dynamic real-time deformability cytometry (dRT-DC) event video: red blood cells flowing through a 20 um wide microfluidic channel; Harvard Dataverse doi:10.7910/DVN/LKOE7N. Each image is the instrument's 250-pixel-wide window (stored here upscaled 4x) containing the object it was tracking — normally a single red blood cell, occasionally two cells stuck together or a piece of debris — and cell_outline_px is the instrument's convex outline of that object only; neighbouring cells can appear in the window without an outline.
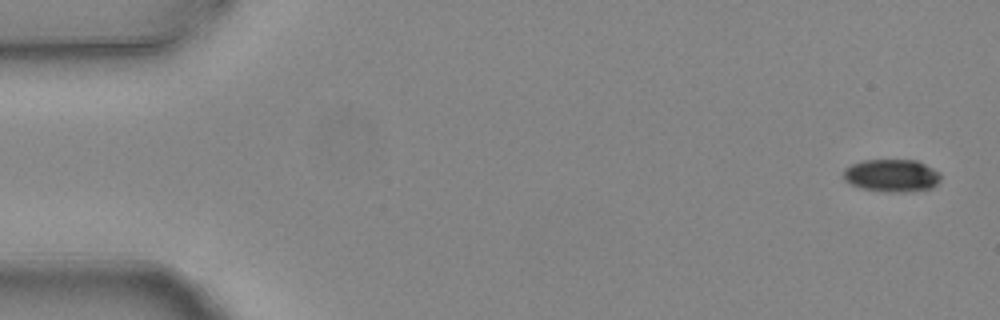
{"species": "common noctule bat (a hibernating species)", "species_latin": "Nyctalus noctula", "temperature_condition": "warm", "stored_images_in_passage": 5, "camera_frame_rate_fps": 3000, "um_per_image_px": 0.085, "animal": {"sex": "female", "body_mass_g": 24.6, "forearm_length_mm": 56.2}, "frame": {"image": 1, "passage_image": 1, "time_ms": 0.0, "image_size_px": [1000, 320], "cell_outline_px": [[940, 180], [932, 188], [912, 192], [888, 192], [860, 188], [844, 180], [844, 168], [852, 164], [864, 160], [916, 160], [940, 172]], "centroid_in_image_um": [75.81, 14.93], "position_along_channel_um": 9.2, "area_um2": 18.55}}
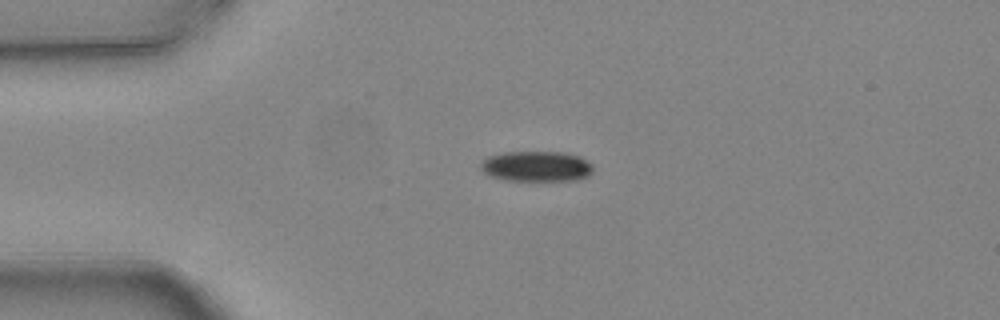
{"frame": {"image": 2, "passage_image": 4, "time_ms": 1.0, "image_size_px": [1000, 320], "cell_outline_px": [[592, 172], [588, 176], [576, 180], [504, 180], [488, 176], [480, 168], [480, 164], [488, 156], [504, 152], [564, 152], [580, 156], [592, 164]], "centroid_in_image_um": [45.59, 14.13], "position_along_channel_um": 39.4, "area_um2": 20.0}}